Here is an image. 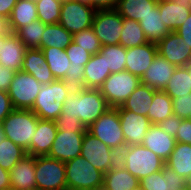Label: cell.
I'll use <instances>...</instances> for the list:
<instances>
[{
	"mask_svg": "<svg viewBox=\"0 0 191 190\" xmlns=\"http://www.w3.org/2000/svg\"><path fill=\"white\" fill-rule=\"evenodd\" d=\"M163 91L171 98H177L191 93V77L184 66L176 68Z\"/></svg>",
	"mask_w": 191,
	"mask_h": 190,
	"instance_id": "8d00e7d4",
	"label": "cell"
},
{
	"mask_svg": "<svg viewBox=\"0 0 191 190\" xmlns=\"http://www.w3.org/2000/svg\"><path fill=\"white\" fill-rule=\"evenodd\" d=\"M0 33H9L6 27V21L2 17H0Z\"/></svg>",
	"mask_w": 191,
	"mask_h": 190,
	"instance_id": "11a10c76",
	"label": "cell"
},
{
	"mask_svg": "<svg viewBox=\"0 0 191 190\" xmlns=\"http://www.w3.org/2000/svg\"><path fill=\"white\" fill-rule=\"evenodd\" d=\"M57 129L60 131H72V132H86V127L82 124L78 118H70L66 116H59L55 120Z\"/></svg>",
	"mask_w": 191,
	"mask_h": 190,
	"instance_id": "ee69618b",
	"label": "cell"
},
{
	"mask_svg": "<svg viewBox=\"0 0 191 190\" xmlns=\"http://www.w3.org/2000/svg\"><path fill=\"white\" fill-rule=\"evenodd\" d=\"M2 68H3V65L0 63V72H1Z\"/></svg>",
	"mask_w": 191,
	"mask_h": 190,
	"instance_id": "e7e4bbea",
	"label": "cell"
},
{
	"mask_svg": "<svg viewBox=\"0 0 191 190\" xmlns=\"http://www.w3.org/2000/svg\"><path fill=\"white\" fill-rule=\"evenodd\" d=\"M123 30L120 37V45L126 49L143 45L148 42L141 28L140 22L123 18Z\"/></svg>",
	"mask_w": 191,
	"mask_h": 190,
	"instance_id": "d590c367",
	"label": "cell"
},
{
	"mask_svg": "<svg viewBox=\"0 0 191 190\" xmlns=\"http://www.w3.org/2000/svg\"><path fill=\"white\" fill-rule=\"evenodd\" d=\"M67 190H97L103 187L104 173L83 156L65 163Z\"/></svg>",
	"mask_w": 191,
	"mask_h": 190,
	"instance_id": "5b68a950",
	"label": "cell"
},
{
	"mask_svg": "<svg viewBox=\"0 0 191 190\" xmlns=\"http://www.w3.org/2000/svg\"><path fill=\"white\" fill-rule=\"evenodd\" d=\"M82 4H86L92 7V0H74Z\"/></svg>",
	"mask_w": 191,
	"mask_h": 190,
	"instance_id": "9f6ffc18",
	"label": "cell"
},
{
	"mask_svg": "<svg viewBox=\"0 0 191 190\" xmlns=\"http://www.w3.org/2000/svg\"><path fill=\"white\" fill-rule=\"evenodd\" d=\"M157 45V53L176 67L186 66L191 61V48L174 32L168 33Z\"/></svg>",
	"mask_w": 191,
	"mask_h": 190,
	"instance_id": "9a60e30c",
	"label": "cell"
},
{
	"mask_svg": "<svg viewBox=\"0 0 191 190\" xmlns=\"http://www.w3.org/2000/svg\"><path fill=\"white\" fill-rule=\"evenodd\" d=\"M15 73L16 72L11 69H7L5 67L2 68L0 72V90H9L11 81L14 78Z\"/></svg>",
	"mask_w": 191,
	"mask_h": 190,
	"instance_id": "681fc988",
	"label": "cell"
},
{
	"mask_svg": "<svg viewBox=\"0 0 191 190\" xmlns=\"http://www.w3.org/2000/svg\"><path fill=\"white\" fill-rule=\"evenodd\" d=\"M165 165L186 181L191 182V145L176 142L175 148L165 162Z\"/></svg>",
	"mask_w": 191,
	"mask_h": 190,
	"instance_id": "4316f807",
	"label": "cell"
},
{
	"mask_svg": "<svg viewBox=\"0 0 191 190\" xmlns=\"http://www.w3.org/2000/svg\"><path fill=\"white\" fill-rule=\"evenodd\" d=\"M8 33H0V50L2 48L3 40Z\"/></svg>",
	"mask_w": 191,
	"mask_h": 190,
	"instance_id": "6f0895ef",
	"label": "cell"
},
{
	"mask_svg": "<svg viewBox=\"0 0 191 190\" xmlns=\"http://www.w3.org/2000/svg\"><path fill=\"white\" fill-rule=\"evenodd\" d=\"M27 47L15 33L9 32L0 50V63L15 72L21 71Z\"/></svg>",
	"mask_w": 191,
	"mask_h": 190,
	"instance_id": "cb8c5ba5",
	"label": "cell"
},
{
	"mask_svg": "<svg viewBox=\"0 0 191 190\" xmlns=\"http://www.w3.org/2000/svg\"><path fill=\"white\" fill-rule=\"evenodd\" d=\"M176 68L164 57L157 54L149 69L140 78L141 83L155 90H164Z\"/></svg>",
	"mask_w": 191,
	"mask_h": 190,
	"instance_id": "44dd1931",
	"label": "cell"
},
{
	"mask_svg": "<svg viewBox=\"0 0 191 190\" xmlns=\"http://www.w3.org/2000/svg\"><path fill=\"white\" fill-rule=\"evenodd\" d=\"M73 42L91 55L98 53L102 47L92 27L73 34Z\"/></svg>",
	"mask_w": 191,
	"mask_h": 190,
	"instance_id": "b9f144b4",
	"label": "cell"
},
{
	"mask_svg": "<svg viewBox=\"0 0 191 190\" xmlns=\"http://www.w3.org/2000/svg\"><path fill=\"white\" fill-rule=\"evenodd\" d=\"M176 142L191 145V119H183L177 129Z\"/></svg>",
	"mask_w": 191,
	"mask_h": 190,
	"instance_id": "f6af8a7d",
	"label": "cell"
},
{
	"mask_svg": "<svg viewBox=\"0 0 191 190\" xmlns=\"http://www.w3.org/2000/svg\"><path fill=\"white\" fill-rule=\"evenodd\" d=\"M141 145L153 151L166 162L175 148L176 138L164 132L158 124H152Z\"/></svg>",
	"mask_w": 191,
	"mask_h": 190,
	"instance_id": "603a6c76",
	"label": "cell"
},
{
	"mask_svg": "<svg viewBox=\"0 0 191 190\" xmlns=\"http://www.w3.org/2000/svg\"><path fill=\"white\" fill-rule=\"evenodd\" d=\"M119 162L139 180L160 171L165 166L164 160L141 144L124 147L119 153Z\"/></svg>",
	"mask_w": 191,
	"mask_h": 190,
	"instance_id": "3957f363",
	"label": "cell"
},
{
	"mask_svg": "<svg viewBox=\"0 0 191 190\" xmlns=\"http://www.w3.org/2000/svg\"><path fill=\"white\" fill-rule=\"evenodd\" d=\"M109 75L104 57L99 52L92 55L84 66V88L99 89Z\"/></svg>",
	"mask_w": 191,
	"mask_h": 190,
	"instance_id": "83f0119b",
	"label": "cell"
},
{
	"mask_svg": "<svg viewBox=\"0 0 191 190\" xmlns=\"http://www.w3.org/2000/svg\"><path fill=\"white\" fill-rule=\"evenodd\" d=\"M139 181L143 190H184L189 183L166 165Z\"/></svg>",
	"mask_w": 191,
	"mask_h": 190,
	"instance_id": "e0dca14e",
	"label": "cell"
},
{
	"mask_svg": "<svg viewBox=\"0 0 191 190\" xmlns=\"http://www.w3.org/2000/svg\"><path fill=\"white\" fill-rule=\"evenodd\" d=\"M14 110L7 91L0 90V124Z\"/></svg>",
	"mask_w": 191,
	"mask_h": 190,
	"instance_id": "7dc6e473",
	"label": "cell"
},
{
	"mask_svg": "<svg viewBox=\"0 0 191 190\" xmlns=\"http://www.w3.org/2000/svg\"><path fill=\"white\" fill-rule=\"evenodd\" d=\"M95 13L93 7L69 0L61 5L58 23L73 35L92 27Z\"/></svg>",
	"mask_w": 191,
	"mask_h": 190,
	"instance_id": "8fae6325",
	"label": "cell"
},
{
	"mask_svg": "<svg viewBox=\"0 0 191 190\" xmlns=\"http://www.w3.org/2000/svg\"><path fill=\"white\" fill-rule=\"evenodd\" d=\"M10 187L9 171L0 166V190Z\"/></svg>",
	"mask_w": 191,
	"mask_h": 190,
	"instance_id": "f5cc1de1",
	"label": "cell"
},
{
	"mask_svg": "<svg viewBox=\"0 0 191 190\" xmlns=\"http://www.w3.org/2000/svg\"><path fill=\"white\" fill-rule=\"evenodd\" d=\"M173 114L172 98L163 90H157L147 114L150 122L159 124Z\"/></svg>",
	"mask_w": 191,
	"mask_h": 190,
	"instance_id": "836d02e7",
	"label": "cell"
},
{
	"mask_svg": "<svg viewBox=\"0 0 191 190\" xmlns=\"http://www.w3.org/2000/svg\"><path fill=\"white\" fill-rule=\"evenodd\" d=\"M17 1L18 0H0V17L7 21Z\"/></svg>",
	"mask_w": 191,
	"mask_h": 190,
	"instance_id": "816d5d0a",
	"label": "cell"
},
{
	"mask_svg": "<svg viewBox=\"0 0 191 190\" xmlns=\"http://www.w3.org/2000/svg\"><path fill=\"white\" fill-rule=\"evenodd\" d=\"M72 41L73 35L59 23L45 24V30L41 39V48L54 47L66 49Z\"/></svg>",
	"mask_w": 191,
	"mask_h": 190,
	"instance_id": "d6a6232c",
	"label": "cell"
},
{
	"mask_svg": "<svg viewBox=\"0 0 191 190\" xmlns=\"http://www.w3.org/2000/svg\"><path fill=\"white\" fill-rule=\"evenodd\" d=\"M174 115L182 119H190L191 114V93L177 98H172Z\"/></svg>",
	"mask_w": 191,
	"mask_h": 190,
	"instance_id": "7bdbcfd3",
	"label": "cell"
},
{
	"mask_svg": "<svg viewBox=\"0 0 191 190\" xmlns=\"http://www.w3.org/2000/svg\"><path fill=\"white\" fill-rule=\"evenodd\" d=\"M57 130L55 121L38 119L36 132L30 141V148L26 151L27 154L34 157L47 156L53 145Z\"/></svg>",
	"mask_w": 191,
	"mask_h": 190,
	"instance_id": "7402d4cb",
	"label": "cell"
},
{
	"mask_svg": "<svg viewBox=\"0 0 191 190\" xmlns=\"http://www.w3.org/2000/svg\"><path fill=\"white\" fill-rule=\"evenodd\" d=\"M144 35L150 43H159L171 31L163 24L158 6L151 9L140 21Z\"/></svg>",
	"mask_w": 191,
	"mask_h": 190,
	"instance_id": "4dcf8cb0",
	"label": "cell"
},
{
	"mask_svg": "<svg viewBox=\"0 0 191 190\" xmlns=\"http://www.w3.org/2000/svg\"><path fill=\"white\" fill-rule=\"evenodd\" d=\"M175 33L181 37L188 48H191V13L184 24L176 29Z\"/></svg>",
	"mask_w": 191,
	"mask_h": 190,
	"instance_id": "c3c4849f",
	"label": "cell"
},
{
	"mask_svg": "<svg viewBox=\"0 0 191 190\" xmlns=\"http://www.w3.org/2000/svg\"><path fill=\"white\" fill-rule=\"evenodd\" d=\"M182 120V118H179L178 116L173 114L160 122L158 125L163 129L164 132L173 137H176L177 129Z\"/></svg>",
	"mask_w": 191,
	"mask_h": 190,
	"instance_id": "bcb514c9",
	"label": "cell"
},
{
	"mask_svg": "<svg viewBox=\"0 0 191 190\" xmlns=\"http://www.w3.org/2000/svg\"><path fill=\"white\" fill-rule=\"evenodd\" d=\"M37 190H67L65 163L48 156L35 157Z\"/></svg>",
	"mask_w": 191,
	"mask_h": 190,
	"instance_id": "ba28073f",
	"label": "cell"
},
{
	"mask_svg": "<svg viewBox=\"0 0 191 190\" xmlns=\"http://www.w3.org/2000/svg\"><path fill=\"white\" fill-rule=\"evenodd\" d=\"M156 91L157 90L140 83L120 107L123 110H130L136 114L147 116L153 95Z\"/></svg>",
	"mask_w": 191,
	"mask_h": 190,
	"instance_id": "f546056e",
	"label": "cell"
},
{
	"mask_svg": "<svg viewBox=\"0 0 191 190\" xmlns=\"http://www.w3.org/2000/svg\"><path fill=\"white\" fill-rule=\"evenodd\" d=\"M140 186L138 178L129 173L120 162L104 174V190H134Z\"/></svg>",
	"mask_w": 191,
	"mask_h": 190,
	"instance_id": "484cf974",
	"label": "cell"
},
{
	"mask_svg": "<svg viewBox=\"0 0 191 190\" xmlns=\"http://www.w3.org/2000/svg\"><path fill=\"white\" fill-rule=\"evenodd\" d=\"M65 52L70 60L71 66L62 79L63 82L73 89L84 88V66L88 63L92 55L73 41L65 49Z\"/></svg>",
	"mask_w": 191,
	"mask_h": 190,
	"instance_id": "2e32d148",
	"label": "cell"
},
{
	"mask_svg": "<svg viewBox=\"0 0 191 190\" xmlns=\"http://www.w3.org/2000/svg\"><path fill=\"white\" fill-rule=\"evenodd\" d=\"M41 50L44 53L45 60L54 78L57 80H62L71 66L65 49L48 47L41 48Z\"/></svg>",
	"mask_w": 191,
	"mask_h": 190,
	"instance_id": "e575fe53",
	"label": "cell"
},
{
	"mask_svg": "<svg viewBox=\"0 0 191 190\" xmlns=\"http://www.w3.org/2000/svg\"><path fill=\"white\" fill-rule=\"evenodd\" d=\"M119 0H92V7L97 10L116 9Z\"/></svg>",
	"mask_w": 191,
	"mask_h": 190,
	"instance_id": "f907efd6",
	"label": "cell"
},
{
	"mask_svg": "<svg viewBox=\"0 0 191 190\" xmlns=\"http://www.w3.org/2000/svg\"><path fill=\"white\" fill-rule=\"evenodd\" d=\"M127 49L120 44L102 46L99 53L104 57L110 74L125 70Z\"/></svg>",
	"mask_w": 191,
	"mask_h": 190,
	"instance_id": "74e56055",
	"label": "cell"
},
{
	"mask_svg": "<svg viewBox=\"0 0 191 190\" xmlns=\"http://www.w3.org/2000/svg\"><path fill=\"white\" fill-rule=\"evenodd\" d=\"M25 155H27V152L22 147L6 137L2 138L0 142V166L3 169L10 171Z\"/></svg>",
	"mask_w": 191,
	"mask_h": 190,
	"instance_id": "f35d334b",
	"label": "cell"
},
{
	"mask_svg": "<svg viewBox=\"0 0 191 190\" xmlns=\"http://www.w3.org/2000/svg\"><path fill=\"white\" fill-rule=\"evenodd\" d=\"M80 155L104 174L119 162V153L88 131L85 132Z\"/></svg>",
	"mask_w": 191,
	"mask_h": 190,
	"instance_id": "9c48e42d",
	"label": "cell"
},
{
	"mask_svg": "<svg viewBox=\"0 0 191 190\" xmlns=\"http://www.w3.org/2000/svg\"><path fill=\"white\" fill-rule=\"evenodd\" d=\"M157 3L158 0H119L115 10L122 18L140 22Z\"/></svg>",
	"mask_w": 191,
	"mask_h": 190,
	"instance_id": "1f68e13d",
	"label": "cell"
},
{
	"mask_svg": "<svg viewBox=\"0 0 191 190\" xmlns=\"http://www.w3.org/2000/svg\"><path fill=\"white\" fill-rule=\"evenodd\" d=\"M119 119L126 146L140 145L152 123L144 115L118 107Z\"/></svg>",
	"mask_w": 191,
	"mask_h": 190,
	"instance_id": "5bb4252c",
	"label": "cell"
},
{
	"mask_svg": "<svg viewBox=\"0 0 191 190\" xmlns=\"http://www.w3.org/2000/svg\"><path fill=\"white\" fill-rule=\"evenodd\" d=\"M10 187L14 190H37L35 157L25 155L9 171Z\"/></svg>",
	"mask_w": 191,
	"mask_h": 190,
	"instance_id": "d6986e66",
	"label": "cell"
},
{
	"mask_svg": "<svg viewBox=\"0 0 191 190\" xmlns=\"http://www.w3.org/2000/svg\"><path fill=\"white\" fill-rule=\"evenodd\" d=\"M141 83L140 77L127 70L112 73L99 88L110 107H120Z\"/></svg>",
	"mask_w": 191,
	"mask_h": 190,
	"instance_id": "52a82bcc",
	"label": "cell"
},
{
	"mask_svg": "<svg viewBox=\"0 0 191 190\" xmlns=\"http://www.w3.org/2000/svg\"><path fill=\"white\" fill-rule=\"evenodd\" d=\"M36 9L38 20L43 24H57L60 20L62 3L57 0H37Z\"/></svg>",
	"mask_w": 191,
	"mask_h": 190,
	"instance_id": "60d3db41",
	"label": "cell"
},
{
	"mask_svg": "<svg viewBox=\"0 0 191 190\" xmlns=\"http://www.w3.org/2000/svg\"><path fill=\"white\" fill-rule=\"evenodd\" d=\"M41 86L31 74L16 72L7 91L14 109H31Z\"/></svg>",
	"mask_w": 191,
	"mask_h": 190,
	"instance_id": "30bf717a",
	"label": "cell"
},
{
	"mask_svg": "<svg viewBox=\"0 0 191 190\" xmlns=\"http://www.w3.org/2000/svg\"><path fill=\"white\" fill-rule=\"evenodd\" d=\"M184 190H191V188L188 186V187H186Z\"/></svg>",
	"mask_w": 191,
	"mask_h": 190,
	"instance_id": "03108f58",
	"label": "cell"
},
{
	"mask_svg": "<svg viewBox=\"0 0 191 190\" xmlns=\"http://www.w3.org/2000/svg\"><path fill=\"white\" fill-rule=\"evenodd\" d=\"M45 24L40 20L32 21L29 25L20 28L15 34L27 48H40Z\"/></svg>",
	"mask_w": 191,
	"mask_h": 190,
	"instance_id": "ab89813d",
	"label": "cell"
},
{
	"mask_svg": "<svg viewBox=\"0 0 191 190\" xmlns=\"http://www.w3.org/2000/svg\"><path fill=\"white\" fill-rule=\"evenodd\" d=\"M74 91L66 85L63 80L42 85L38 96L33 104L32 110L39 119L55 121L62 111L63 102Z\"/></svg>",
	"mask_w": 191,
	"mask_h": 190,
	"instance_id": "7a4b0ae2",
	"label": "cell"
},
{
	"mask_svg": "<svg viewBox=\"0 0 191 190\" xmlns=\"http://www.w3.org/2000/svg\"><path fill=\"white\" fill-rule=\"evenodd\" d=\"M184 67L187 69V72L189 73V76L191 77V61Z\"/></svg>",
	"mask_w": 191,
	"mask_h": 190,
	"instance_id": "680465c9",
	"label": "cell"
},
{
	"mask_svg": "<svg viewBox=\"0 0 191 190\" xmlns=\"http://www.w3.org/2000/svg\"><path fill=\"white\" fill-rule=\"evenodd\" d=\"M122 26L123 18L115 9L97 10L92 24L101 46L119 44L123 30Z\"/></svg>",
	"mask_w": 191,
	"mask_h": 190,
	"instance_id": "7c38bea8",
	"label": "cell"
},
{
	"mask_svg": "<svg viewBox=\"0 0 191 190\" xmlns=\"http://www.w3.org/2000/svg\"><path fill=\"white\" fill-rule=\"evenodd\" d=\"M38 20L36 3L32 0H18L6 21L9 32L16 33L20 28Z\"/></svg>",
	"mask_w": 191,
	"mask_h": 190,
	"instance_id": "d4e9b609",
	"label": "cell"
},
{
	"mask_svg": "<svg viewBox=\"0 0 191 190\" xmlns=\"http://www.w3.org/2000/svg\"><path fill=\"white\" fill-rule=\"evenodd\" d=\"M38 119L30 109H14L1 123L4 137L27 151L36 132Z\"/></svg>",
	"mask_w": 191,
	"mask_h": 190,
	"instance_id": "277c9868",
	"label": "cell"
},
{
	"mask_svg": "<svg viewBox=\"0 0 191 190\" xmlns=\"http://www.w3.org/2000/svg\"><path fill=\"white\" fill-rule=\"evenodd\" d=\"M57 1L64 3V2L69 1V0H57Z\"/></svg>",
	"mask_w": 191,
	"mask_h": 190,
	"instance_id": "6125c7cd",
	"label": "cell"
},
{
	"mask_svg": "<svg viewBox=\"0 0 191 190\" xmlns=\"http://www.w3.org/2000/svg\"><path fill=\"white\" fill-rule=\"evenodd\" d=\"M134 190H143V189L139 186L138 188H136Z\"/></svg>",
	"mask_w": 191,
	"mask_h": 190,
	"instance_id": "be15d7a7",
	"label": "cell"
},
{
	"mask_svg": "<svg viewBox=\"0 0 191 190\" xmlns=\"http://www.w3.org/2000/svg\"><path fill=\"white\" fill-rule=\"evenodd\" d=\"M84 135L85 132L57 130L53 145L47 156L64 163L80 156Z\"/></svg>",
	"mask_w": 191,
	"mask_h": 190,
	"instance_id": "4fadbf2b",
	"label": "cell"
},
{
	"mask_svg": "<svg viewBox=\"0 0 191 190\" xmlns=\"http://www.w3.org/2000/svg\"><path fill=\"white\" fill-rule=\"evenodd\" d=\"M109 108L99 89H74L63 102L59 116L78 118L87 129Z\"/></svg>",
	"mask_w": 191,
	"mask_h": 190,
	"instance_id": "6da1fadb",
	"label": "cell"
},
{
	"mask_svg": "<svg viewBox=\"0 0 191 190\" xmlns=\"http://www.w3.org/2000/svg\"><path fill=\"white\" fill-rule=\"evenodd\" d=\"M157 54V45L155 43L147 42L129 48L126 52L125 70L141 78L149 69Z\"/></svg>",
	"mask_w": 191,
	"mask_h": 190,
	"instance_id": "ac0fdd59",
	"label": "cell"
},
{
	"mask_svg": "<svg viewBox=\"0 0 191 190\" xmlns=\"http://www.w3.org/2000/svg\"><path fill=\"white\" fill-rule=\"evenodd\" d=\"M87 131L117 153L126 147L118 107H110L87 128Z\"/></svg>",
	"mask_w": 191,
	"mask_h": 190,
	"instance_id": "8992f818",
	"label": "cell"
},
{
	"mask_svg": "<svg viewBox=\"0 0 191 190\" xmlns=\"http://www.w3.org/2000/svg\"><path fill=\"white\" fill-rule=\"evenodd\" d=\"M3 137H4V134H3V130H2V125L0 124V142Z\"/></svg>",
	"mask_w": 191,
	"mask_h": 190,
	"instance_id": "91938a15",
	"label": "cell"
},
{
	"mask_svg": "<svg viewBox=\"0 0 191 190\" xmlns=\"http://www.w3.org/2000/svg\"><path fill=\"white\" fill-rule=\"evenodd\" d=\"M157 6L162 15L163 24L171 32L182 26L191 13V9H185L173 0H158Z\"/></svg>",
	"mask_w": 191,
	"mask_h": 190,
	"instance_id": "f1b7e54d",
	"label": "cell"
},
{
	"mask_svg": "<svg viewBox=\"0 0 191 190\" xmlns=\"http://www.w3.org/2000/svg\"><path fill=\"white\" fill-rule=\"evenodd\" d=\"M1 190H14V189L11 188V187H8V188H4V189H1Z\"/></svg>",
	"mask_w": 191,
	"mask_h": 190,
	"instance_id": "94428289",
	"label": "cell"
},
{
	"mask_svg": "<svg viewBox=\"0 0 191 190\" xmlns=\"http://www.w3.org/2000/svg\"><path fill=\"white\" fill-rule=\"evenodd\" d=\"M176 4L183 6L185 9H191V0H173Z\"/></svg>",
	"mask_w": 191,
	"mask_h": 190,
	"instance_id": "db71d44e",
	"label": "cell"
},
{
	"mask_svg": "<svg viewBox=\"0 0 191 190\" xmlns=\"http://www.w3.org/2000/svg\"><path fill=\"white\" fill-rule=\"evenodd\" d=\"M21 71L31 74L42 85L56 80L40 48H27Z\"/></svg>",
	"mask_w": 191,
	"mask_h": 190,
	"instance_id": "ffe728a7",
	"label": "cell"
}]
</instances>
